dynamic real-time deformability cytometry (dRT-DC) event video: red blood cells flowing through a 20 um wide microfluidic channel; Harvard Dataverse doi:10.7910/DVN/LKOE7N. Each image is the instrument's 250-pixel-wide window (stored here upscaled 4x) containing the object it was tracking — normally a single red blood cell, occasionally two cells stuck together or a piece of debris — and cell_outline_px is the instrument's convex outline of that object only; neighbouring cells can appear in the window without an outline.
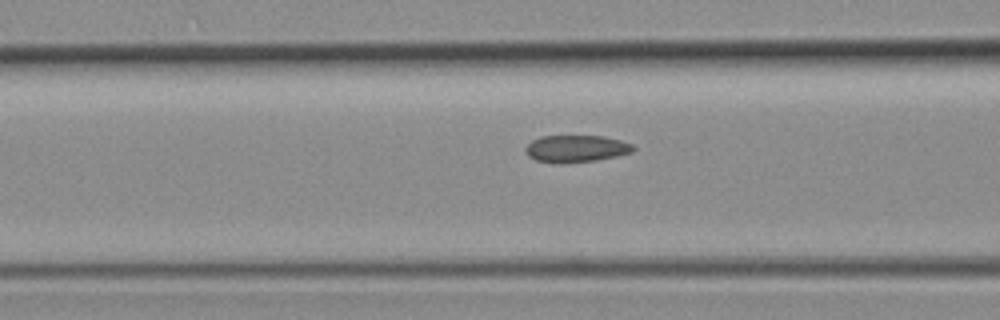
{"species": "common noctule bat (a hibernating species)", "species_latin": "Nyctalus noctula", "temperature_condition": "room temperature", "stored_images_in_passage": 27, "camera_frame_rate_fps": 3000, "um_per_image_px": 0.085, "animal": {"sex": "female", "body_mass_g": 19.3, "forearm_length_mm": 54.1}, "frame": {"image": 1, "passage_image": 9, "time_ms": 2.667, "image_size_px": [1000, 320], "cell_outline_px": [[636, 148], [632, 152], [616, 156], [596, 160], [536, 160], [528, 156], [524, 148], [532, 140], [540, 136], [604, 136], [620, 140], [632, 144]], "centroid_in_image_um": [49.01, 12.58], "position_along_channel_um": 117.6, "area_um2": 16.18}}
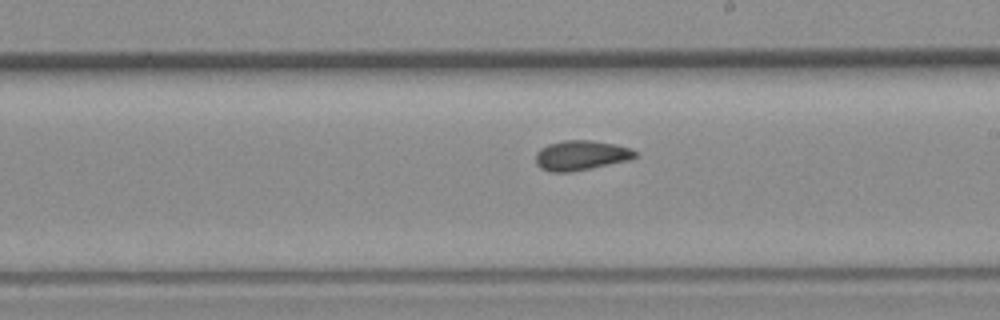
{"frame": {"image": 2, "passage_image": 17, "time_ms": 5.333, "image_size_px": [1000, 320], "cell_outline_px": [[636, 156], [628, 160], [572, 172], [552, 172], [540, 168], [536, 164], [536, 152], [540, 148], [548, 144], [564, 140], [592, 140], [616, 144], [632, 148], [636, 152]], "centroid_in_image_um": [49.37, 13.2], "position_along_channel_um": 239.6, "area_um2": 17.34}}
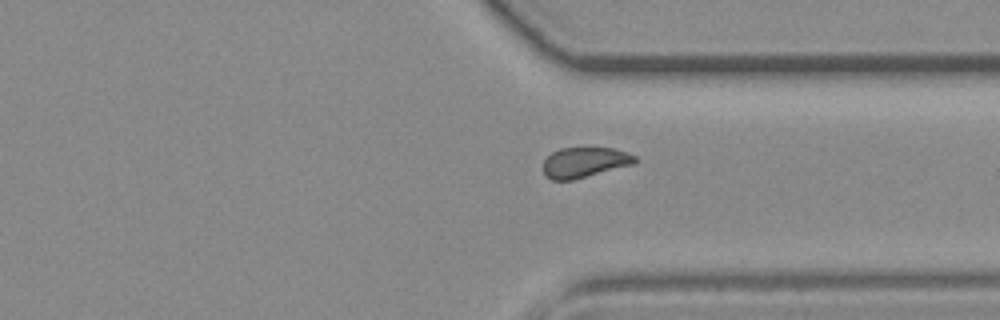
{"frame": {"image": 3, "passage_image": 25, "time_ms": 8.0, "image_size_px": [1000, 320], "cell_outline_px": [[640, 160], [636, 164], [572, 180], [552, 180], [544, 176], [544, 160], [552, 152], [560, 148], [612, 148], [628, 152], [636, 156]], "centroid_in_image_um": [49.74, 13.8], "position_along_channel_um": 361.7, "area_um2": 16.42}}